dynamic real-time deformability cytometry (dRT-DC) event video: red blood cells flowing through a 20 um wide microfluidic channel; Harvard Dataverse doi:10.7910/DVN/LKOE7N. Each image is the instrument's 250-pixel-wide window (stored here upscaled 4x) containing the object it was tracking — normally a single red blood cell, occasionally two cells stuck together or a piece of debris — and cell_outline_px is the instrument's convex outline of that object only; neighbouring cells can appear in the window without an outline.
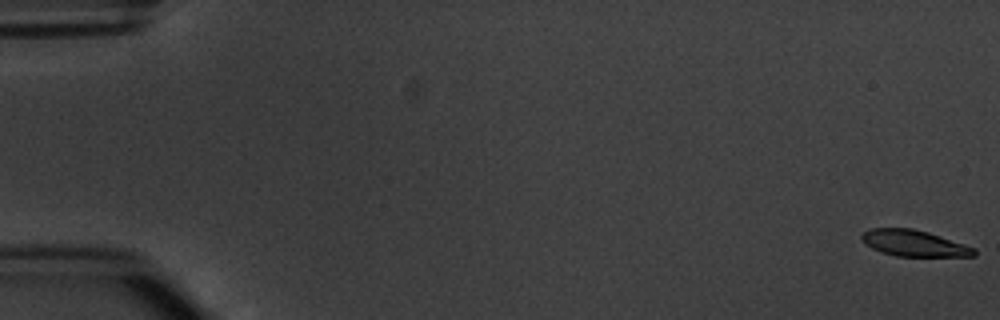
{"species": "common noctule bat (a hibernating species)", "species_latin": "Nyctalus noctula", "temperature_condition": "warm", "stored_images_in_passage": 9, "camera_frame_rate_fps": 3000, "um_per_image_px": 0.085, "animal": {"sex": "male", "body_mass_g": 20.1, "forearm_length_mm": 53.5}, "frame": {"image": 1, "passage_image": 1, "time_ms": 0.0, "image_size_px": [1000, 320], "cell_outline_px": [[976, 256], [896, 256], [880, 252], [872, 248], [860, 236], [864, 232], [872, 228], [912, 228], [928, 232], [976, 248]], "centroid_in_image_um": [77.72, 20.68], "position_along_channel_um": 7.3, "area_um2": 16.99}}
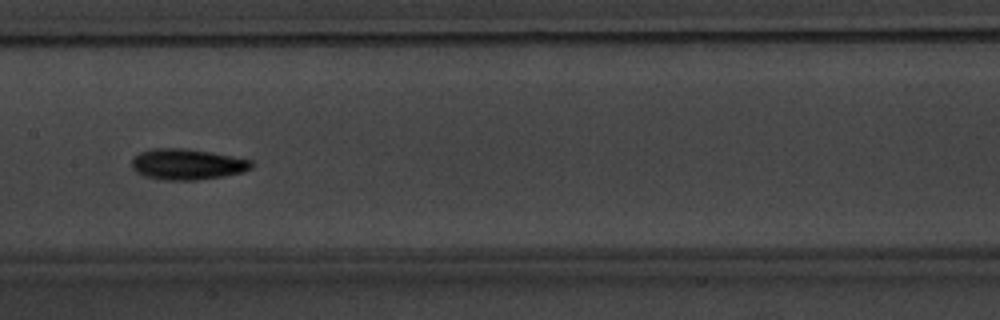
{"frame": {"image": 2, "passage_image": 8, "time_ms": 9.0, "image_size_px": [1000, 320], "cell_outline_px": [[252, 168], [244, 172], [224, 176], [196, 180], [164, 180], [144, 176], [136, 172], [132, 168], [132, 160], [140, 152], [152, 148], [184, 148], [212, 152], [252, 160]], "centroid_in_image_um": [15.92, 13.96], "position_along_channel_um": 191.5, "area_um2": 21.62}}